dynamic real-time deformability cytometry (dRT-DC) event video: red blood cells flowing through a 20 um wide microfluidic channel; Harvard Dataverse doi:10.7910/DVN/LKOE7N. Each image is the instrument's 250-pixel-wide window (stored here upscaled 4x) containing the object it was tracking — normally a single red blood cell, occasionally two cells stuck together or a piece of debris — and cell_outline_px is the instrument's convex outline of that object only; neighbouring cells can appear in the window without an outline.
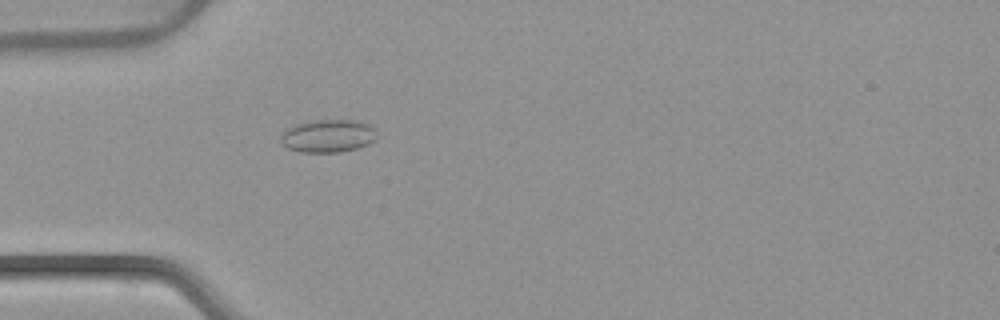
{"species": "common noctule bat (a hibernating species)", "species_latin": "Nyctalus noctula", "temperature_condition": "warm", "stored_images_in_passage": 47, "camera_frame_rate_fps": 3000, "um_per_image_px": 0.085, "animal": {"sex": "female", "body_mass_g": 22.7, "forearm_length_mm": 54.2}, "frame": {"image": 1, "passage_image": 10, "time_ms": 3.0, "image_size_px": [1000, 320], "cell_outline_px": [[376, 140], [368, 144], [356, 148], [340, 152], [300, 152], [288, 148], [280, 140], [280, 136], [288, 128], [296, 124], [312, 120], [356, 120], [368, 124], [376, 128]], "centroid_in_image_um": [27.91, 11.55], "position_along_channel_um": 57.1, "area_um2": 18.44}}
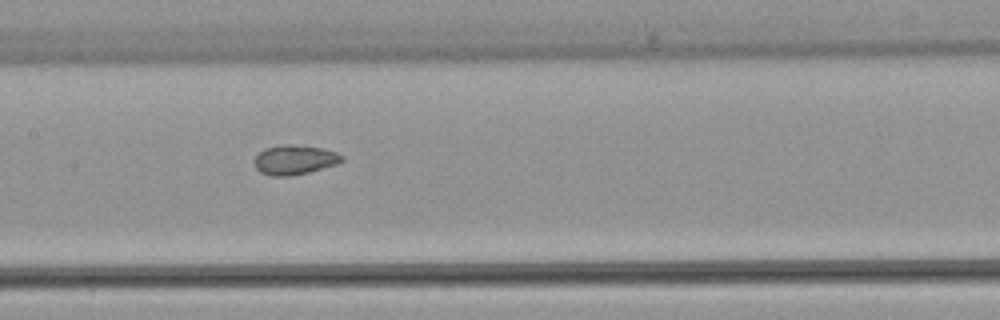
{"frame": {"image": 2, "passage_image": 20, "time_ms": 6.333, "image_size_px": [1000, 320], "cell_outline_px": [[344, 160], [336, 164], [308, 172], [292, 176], [272, 176], [260, 172], [256, 168], [252, 160], [264, 148], [324, 148], [336, 152], [344, 156]], "centroid_in_image_um": [25.04, 13.65], "position_along_channel_um": 182.4, "area_um2": 14.22}}
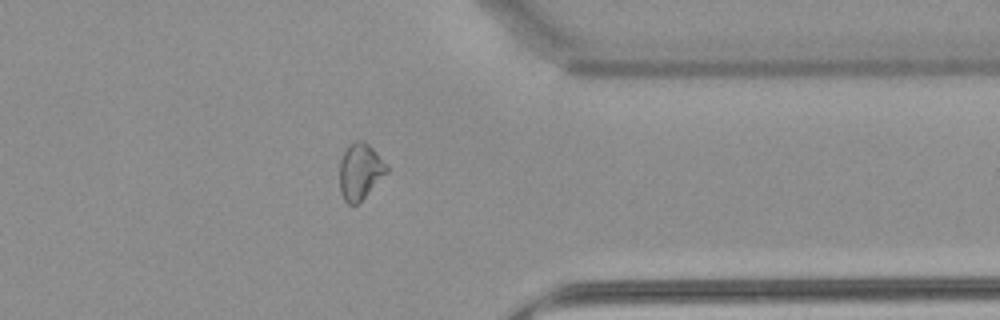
{"frame": {"image": 3, "passage_image": 36, "time_ms": 11.667, "image_size_px": [1000, 320], "cell_outline_px": [[388, 172], [356, 204], [348, 204], [344, 200], [340, 192], [340, 160], [348, 144], [356, 140], [360, 140], [368, 144], [376, 152], [388, 168]], "centroid_in_image_um": [30.58, 14.55], "position_along_channel_um": 380.8, "area_um2": 15.09}, "authors_computed_cell_mechanics": {"area_um2": 15.8372, "velocity_mm_per_s": 3.886, "shape_relaxation_time_tau1_ms": null, "shape_relaxation_time_tau2_ms": 1.3644, "deformation_change_tau1": null, "deformation_change_tau2": 0.0621}}